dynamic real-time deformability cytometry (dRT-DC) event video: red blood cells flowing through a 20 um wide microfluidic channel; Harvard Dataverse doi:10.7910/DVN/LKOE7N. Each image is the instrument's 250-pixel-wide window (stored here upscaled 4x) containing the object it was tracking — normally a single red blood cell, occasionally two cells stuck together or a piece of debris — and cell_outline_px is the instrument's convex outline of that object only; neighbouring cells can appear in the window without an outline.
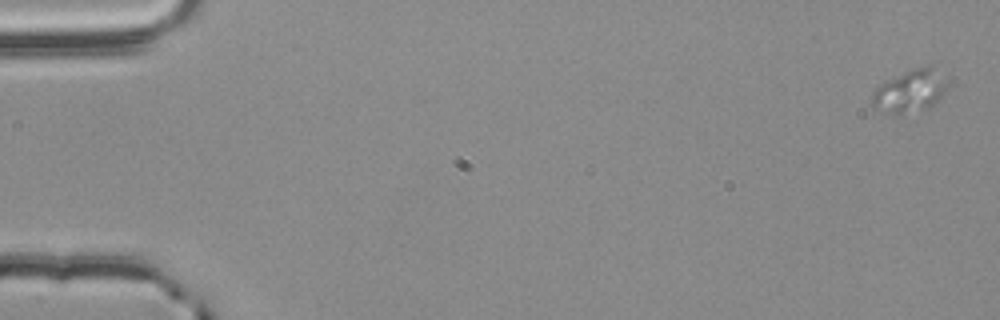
{"species": "common noctule bat (a hibernating species)", "species_latin": "Nyctalus noctula", "temperature_condition": "room temperature", "stored_images_in_passage": 18, "segment_of_instrument_passage": [1, 2], "camera_frame_rate_fps": 3000, "um_per_image_px": 0.085, "animal": {"sex": "male", "body_mass_g": 20.4}, "frame": {"image": 1, "passage_image": 3, "time_ms": 0.667, "image_size_px": [1000, 320], "cell_outline_px": [[948, 88], [928, 108], [900, 116], [896, 116], [884, 112], [872, 104], [872, 92], [884, 80], [912, 68], [924, 64], [928, 64], [948, 80]], "centroid_in_image_um": [77.34, 7.73], "position_along_channel_um": 7.7, "area_um2": 19.02}}
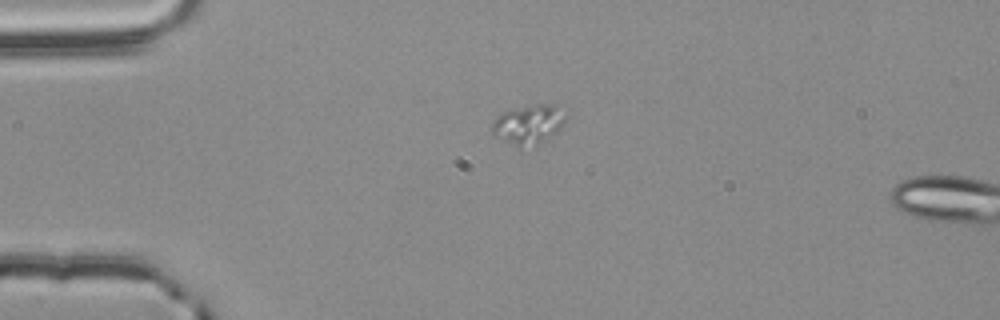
{"frame": {"image": 2, "passage_image": 16, "time_ms": 5.0, "image_size_px": [1000, 320], "cell_outline_px": [[568, 116], [564, 124], [548, 140], [540, 144], [520, 148], [492, 136], [492, 124], [500, 112], [536, 104], [560, 104]], "centroid_in_image_um": [44.97, 10.58], "position_along_channel_um": 40.0, "area_um2": 17.46}}